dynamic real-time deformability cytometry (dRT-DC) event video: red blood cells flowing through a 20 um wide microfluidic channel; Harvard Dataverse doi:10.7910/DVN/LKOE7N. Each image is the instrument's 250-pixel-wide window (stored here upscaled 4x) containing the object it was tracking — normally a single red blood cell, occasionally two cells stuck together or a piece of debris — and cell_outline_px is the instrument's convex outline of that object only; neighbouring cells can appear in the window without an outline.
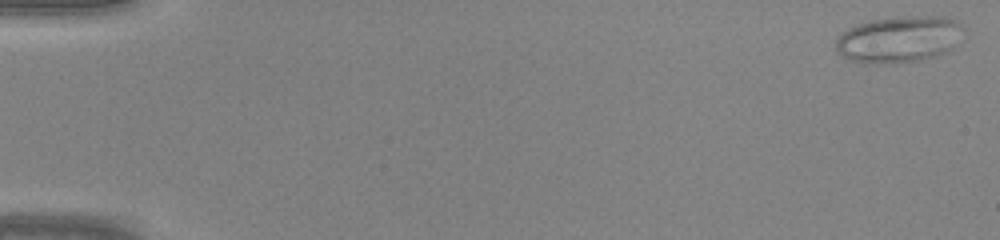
{"species": "common noctule bat (a hibernating species)", "species_latin": "Nyctalus noctula", "temperature_condition": "warm", "stored_images_in_passage": 45, "camera_frame_rate_fps": 3000, "um_per_image_px": 0.085, "animal": {"sex": "male", "body_mass_g": 20.0, "forearm_length_mm": 53.3}, "frame": {"image": 1, "passage_image": 1, "time_ms": 0.0, "image_size_px": [1000, 240], "cell_outline_px": [[964, 28], [952, 48], [948, 52], [936, 56], [920, 60], [880, 64], [864, 64], [848, 60], [836, 52], [836, 40], [848, 28], [856, 24], [872, 20], [912, 16], [944, 16], [956, 20]], "centroid_in_image_um": [76.39, 3.35], "position_along_channel_um": 8.6, "area_um2": 34.62}}
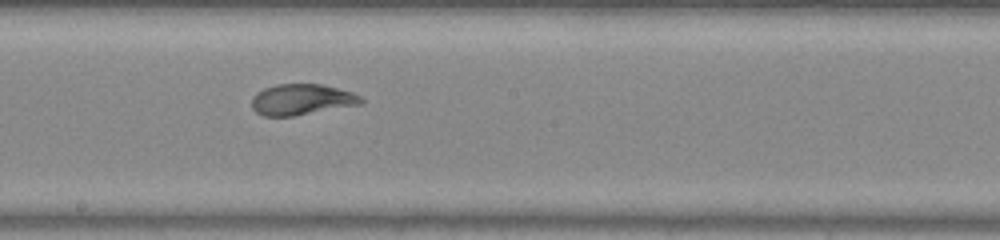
{"frame": {"image": 2, "passage_image": 26, "time_ms": 8.333, "image_size_px": [1000, 240], "cell_outline_px": [[364, 104], [292, 116], [264, 116], [256, 112], [252, 108], [252, 96], [256, 92], [264, 88], [276, 84], [320, 84], [352, 92], [360, 96], [364, 100]], "centroid_in_image_um": [25.64, 8.46], "position_along_channel_um": 222.6, "area_um2": 19.77}}
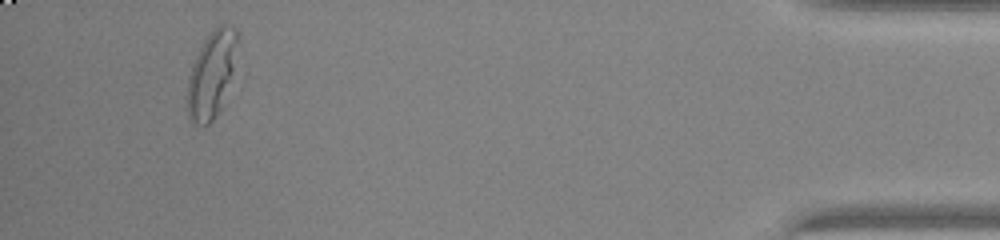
{"frame": {"image": 3, "passage_image": 43, "time_ms": 14.0, "image_size_px": [1000, 240], "cell_outline_px": [[240, 44], [232, 72], [220, 108], [212, 120], [208, 124], [192, 124], [188, 116], [188, 76], [192, 64], [204, 40], [212, 28], [216, 24], [232, 24], [236, 28], [240, 36]], "centroid_in_image_um": [18.02, 6.2], "position_along_channel_um": 417.2, "area_um2": 25.37}}